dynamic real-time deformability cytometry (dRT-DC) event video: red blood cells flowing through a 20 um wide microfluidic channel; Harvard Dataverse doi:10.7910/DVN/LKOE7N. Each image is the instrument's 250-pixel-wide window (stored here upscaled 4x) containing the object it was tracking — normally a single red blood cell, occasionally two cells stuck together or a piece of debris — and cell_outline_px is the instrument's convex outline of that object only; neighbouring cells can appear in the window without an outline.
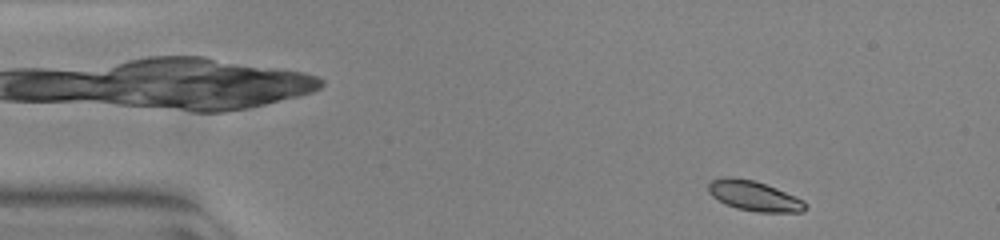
{"species": "common noctule bat (a hibernating species)", "species_latin": "Nyctalus noctula", "temperature_condition": "warm", "stored_images_in_passage": 48, "camera_frame_rate_fps": 3000, "um_per_image_px": 0.085, "animal": {"sex": "female", "body_mass_g": 23.0, "forearm_length_mm": 53.4}, "frame": {"image": 1, "passage_image": 1, "time_ms": 0.0, "image_size_px": [1000, 240], "cell_outline_px": [[808, 208], [800, 212], [756, 212], [736, 208], [712, 196], [708, 192], [708, 184], [712, 180], [724, 176], [732, 176], [752, 180], [776, 188], [796, 196], [804, 200], [808, 204]], "centroid_in_image_um": [64.12, 16.65], "position_along_channel_um": 20.9, "area_um2": 16.99}}
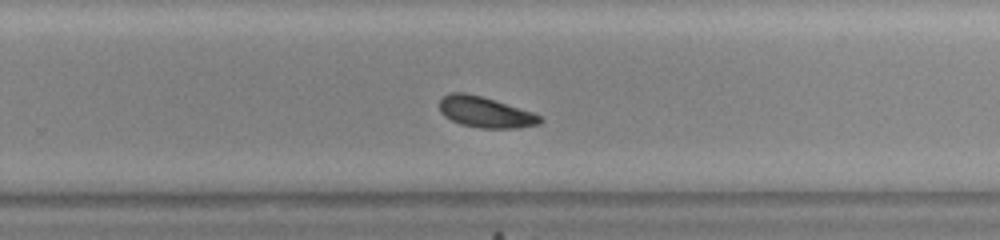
{"frame": {"image": 2, "passage_image": 29, "time_ms": 9.333, "image_size_px": [1000, 240], "cell_outline_px": [[544, 120], [540, 124], [516, 128], [480, 128], [460, 124], [444, 116], [440, 112], [440, 100], [448, 92], [464, 92], [480, 96], [532, 112], [540, 116]], "centroid_in_image_um": [41.23, 9.54], "position_along_channel_um": 288.6, "area_um2": 17.92}}
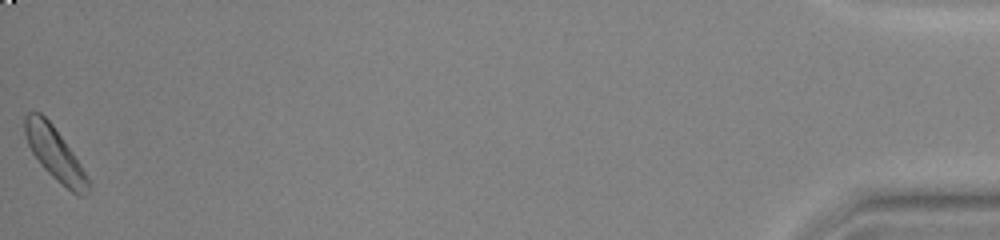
{"frame": {"image": 3, "passage_image": 48, "time_ms": 15.667, "image_size_px": [1000, 240], "cell_outline_px": [[88, 192], [84, 196], [80, 196], [72, 192], [56, 180], [40, 164], [32, 152], [28, 144], [24, 132], [24, 116], [28, 112], [40, 112], [52, 124], [72, 152], [80, 164], [88, 180]], "centroid_in_image_um": [4.62, 13.04], "position_along_channel_um": 430.6, "area_um2": 19.02}}